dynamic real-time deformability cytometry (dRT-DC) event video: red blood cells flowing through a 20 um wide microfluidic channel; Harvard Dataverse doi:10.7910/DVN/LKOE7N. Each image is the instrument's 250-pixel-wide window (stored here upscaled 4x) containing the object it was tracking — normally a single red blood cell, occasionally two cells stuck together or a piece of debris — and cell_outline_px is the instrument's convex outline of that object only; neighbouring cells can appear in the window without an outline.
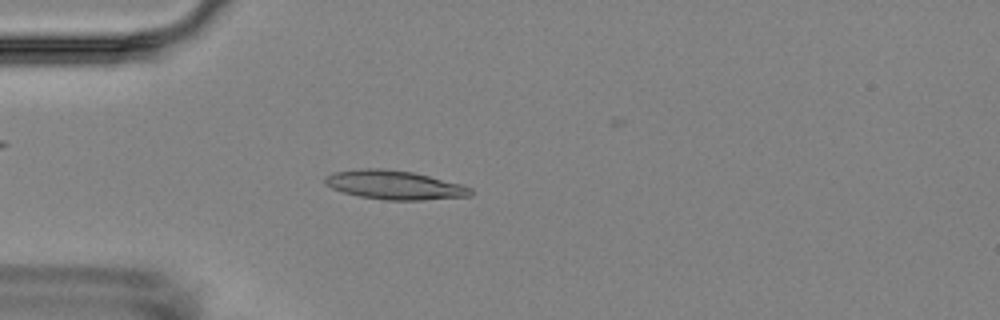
{"species": "Egyptian fruit bat (a non-hibernating species)", "species_latin": "Rousettus aegyptiacus", "temperature_condition": "room temperature", "stored_images_in_passage": 5, "camera_frame_rate_fps": 3000, "um_per_image_px": 0.085, "animal": {"sex": "female"}, "frame": {"image": 1, "passage_image": 4, "time_ms": 3.333, "image_size_px": [1000, 320], "cell_outline_px": [[472, 196], [424, 200], [384, 200], [360, 196], [344, 192], [332, 188], [324, 184], [324, 176], [332, 172], [364, 168], [380, 168], [412, 172], [460, 184], [472, 188]], "centroid_in_image_um": [33.5, 15.72], "position_along_channel_um": 51.5, "area_um2": 24.51}}